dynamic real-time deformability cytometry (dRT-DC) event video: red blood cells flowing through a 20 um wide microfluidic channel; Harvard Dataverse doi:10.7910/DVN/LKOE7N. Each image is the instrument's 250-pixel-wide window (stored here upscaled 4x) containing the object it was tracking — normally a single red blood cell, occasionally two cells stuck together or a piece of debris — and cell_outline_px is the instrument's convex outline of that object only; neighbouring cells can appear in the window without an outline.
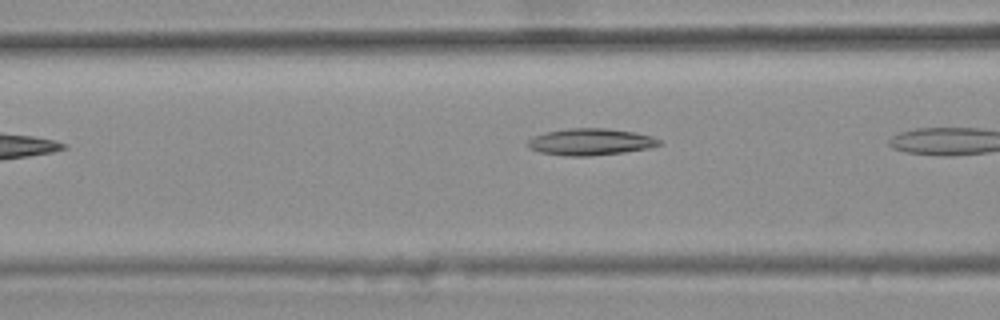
{"species": "common noctule bat (a hibernating species)", "species_latin": "Nyctalus noctula", "temperature_condition": "warm", "stored_images_in_passage": 8, "camera_frame_rate_fps": 3000, "um_per_image_px": 0.085, "animal": {"sex": "female", "body_mass_g": 25.1}, "frame": {"image": 1, "passage_image": 4, "time_ms": 1.0, "image_size_px": [1000, 320], "cell_outline_px": [[664, 144], [648, 148], [624, 152], [588, 156], [564, 156], [540, 152], [528, 148], [524, 144], [532, 136], [544, 132], [568, 128], [604, 128], [632, 132], [652, 136], [660, 140]], "centroid_in_image_um": [50.13, 12.06], "position_along_channel_um": 116.5, "area_um2": 20.63}}
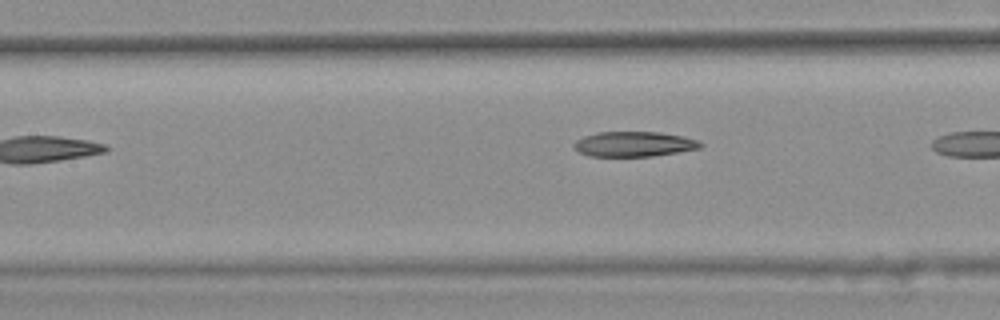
{"frame": {"image": 2, "passage_image": 7, "time_ms": 2.0, "image_size_px": [1000, 320], "cell_outline_px": [[704, 144], [700, 148], [652, 156], [588, 156], [580, 152], [572, 144], [576, 140], [584, 136], [596, 132], [660, 132], [680, 136], [696, 140]], "centroid_in_image_um": [53.85, 12.24], "position_along_channel_um": 153.5, "area_um2": 18.26}}